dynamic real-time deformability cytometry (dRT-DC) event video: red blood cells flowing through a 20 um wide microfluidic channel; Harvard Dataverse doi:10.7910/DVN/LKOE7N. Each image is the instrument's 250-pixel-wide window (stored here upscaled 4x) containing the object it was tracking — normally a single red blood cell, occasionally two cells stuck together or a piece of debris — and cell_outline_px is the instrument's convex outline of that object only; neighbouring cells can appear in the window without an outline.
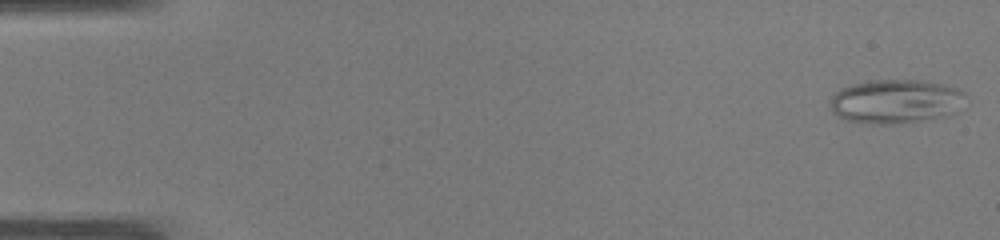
{"species": "common noctule bat (a hibernating species)", "species_latin": "Nyctalus noctula", "temperature_condition": "warm", "stored_images_in_passage": 49, "camera_frame_rate_fps": 3000, "um_per_image_px": 0.085, "animal": {"sex": "male", "body_mass_g": 19.0, "forearm_length_mm": 50.8}, "frame": {"image": 1, "passage_image": 1, "time_ms": 0.0, "image_size_px": [1000, 240], "cell_outline_px": [[964, 92], [944, 116], [892, 124], [872, 124], [844, 120], [836, 116], [832, 112], [828, 100], [840, 88], [852, 84], [868, 80], [916, 80], [944, 84], [956, 88]], "centroid_in_image_um": [75.91, 8.6], "position_along_channel_um": 9.1, "area_um2": 33.81}}
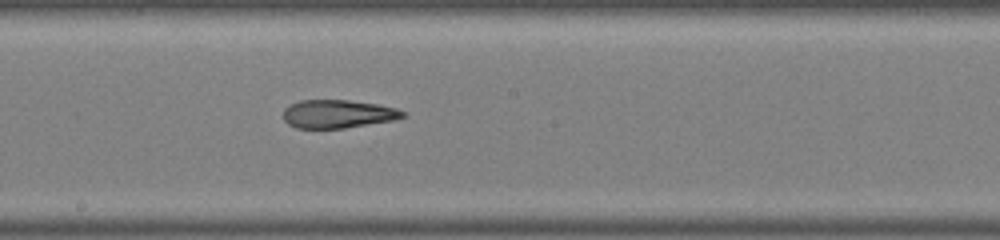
{"frame": {"image": 2, "passage_image": 27, "time_ms": 8.667, "image_size_px": [1000, 240], "cell_outline_px": [[404, 116], [392, 120], [344, 128], [296, 128], [288, 124], [284, 120], [284, 108], [300, 100], [348, 100], [376, 104], [396, 108], [404, 112]], "centroid_in_image_um": [28.68, 9.68], "position_along_channel_um": 219.5, "area_um2": 19.42}}
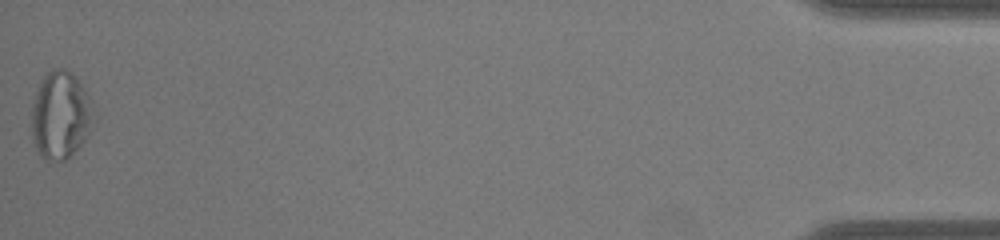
{"frame": {"image": 3, "passage_image": 49, "time_ms": 16.0, "image_size_px": [1000, 240], "cell_outline_px": [[92, 128], [88, 136], [64, 160], [48, 160], [40, 156], [36, 148], [32, 132], [32, 104], [36, 92], [44, 76], [48, 72], [56, 68], [64, 68], [72, 72], [84, 88], [92, 100]], "centroid_in_image_um": [5.15, 9.77], "position_along_channel_um": 430.1, "area_um2": 31.33}, "authors_computed_cell_mechanics": {"area_um2": 24.5072, "velocity_mm_per_s": 4.1041, "shape_relaxation_time_tau1_ms": null, "shape_relaxation_time_tau2_ms": 3.4273, "deformation_change_tau1": null, "deformation_change_tau2": 0.1523}}